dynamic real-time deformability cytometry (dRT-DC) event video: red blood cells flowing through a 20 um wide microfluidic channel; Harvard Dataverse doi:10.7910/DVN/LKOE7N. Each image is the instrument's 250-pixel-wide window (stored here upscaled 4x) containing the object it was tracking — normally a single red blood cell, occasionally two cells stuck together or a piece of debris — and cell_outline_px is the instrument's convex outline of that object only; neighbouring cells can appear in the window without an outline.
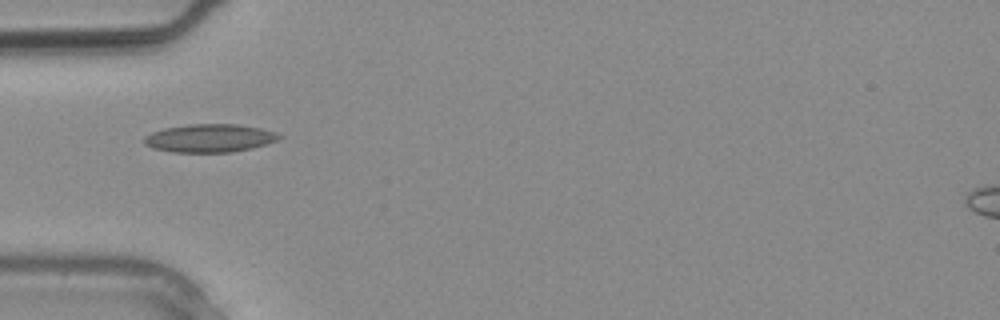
{"species": "common noctule bat (a hibernating species)", "species_latin": "Nyctalus noctula", "temperature_condition": "warm", "stored_images_in_passage": 3, "camera_frame_rate_fps": 3000, "um_per_image_px": 0.085, "animal": {"sex": "male", "body_mass_g": 20.4}, "frame": {"image": 1, "passage_image": 3, "time_ms": 0.667, "image_size_px": [1000, 320], "cell_outline_px": [[280, 136], [276, 140], [252, 148], [232, 152], [172, 152], [152, 148], [144, 144], [144, 136], [152, 132], [164, 128], [188, 124], [236, 124], [260, 128], [276, 132]], "centroid_in_image_um": [17.76, 11.74], "position_along_channel_um": 67.2, "area_um2": 22.02}}